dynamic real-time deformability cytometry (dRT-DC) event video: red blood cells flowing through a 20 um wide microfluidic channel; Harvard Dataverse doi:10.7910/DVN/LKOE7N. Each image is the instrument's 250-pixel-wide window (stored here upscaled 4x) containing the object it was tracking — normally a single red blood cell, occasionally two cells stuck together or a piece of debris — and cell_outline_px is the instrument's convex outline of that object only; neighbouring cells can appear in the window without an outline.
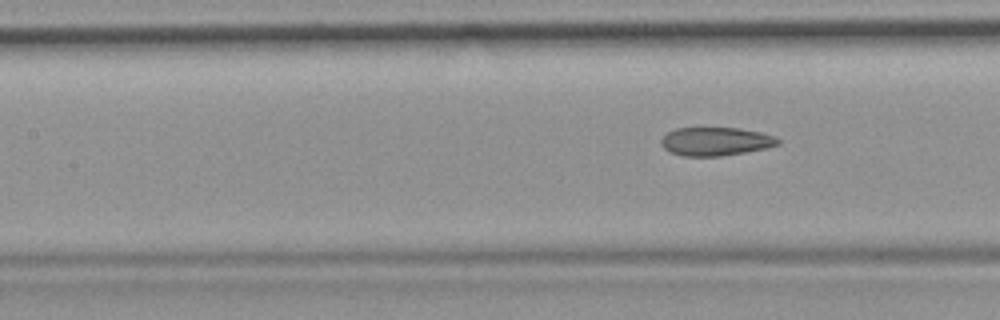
{"species": "common noctule bat (a hibernating species)", "species_latin": "Nyctalus noctula", "temperature_condition": "room temperature", "stored_images_in_passage": 5, "camera_frame_rate_fps": 3000, "um_per_image_px": 0.085, "animal": {"sex": "female", "body_mass_g": 19.9}, "frame": {"image": 1, "passage_image": 5, "time_ms": 5.333, "image_size_px": [1000, 320], "cell_outline_px": [[780, 144], [764, 148], [744, 152], [720, 156], [684, 156], [672, 152], [664, 148], [660, 144], [660, 140], [668, 132], [676, 128], [740, 128], [760, 132], [776, 136], [780, 140]], "centroid_in_image_um": [60.84, 12.01], "position_along_channel_um": 146.6, "area_um2": 19.25}}